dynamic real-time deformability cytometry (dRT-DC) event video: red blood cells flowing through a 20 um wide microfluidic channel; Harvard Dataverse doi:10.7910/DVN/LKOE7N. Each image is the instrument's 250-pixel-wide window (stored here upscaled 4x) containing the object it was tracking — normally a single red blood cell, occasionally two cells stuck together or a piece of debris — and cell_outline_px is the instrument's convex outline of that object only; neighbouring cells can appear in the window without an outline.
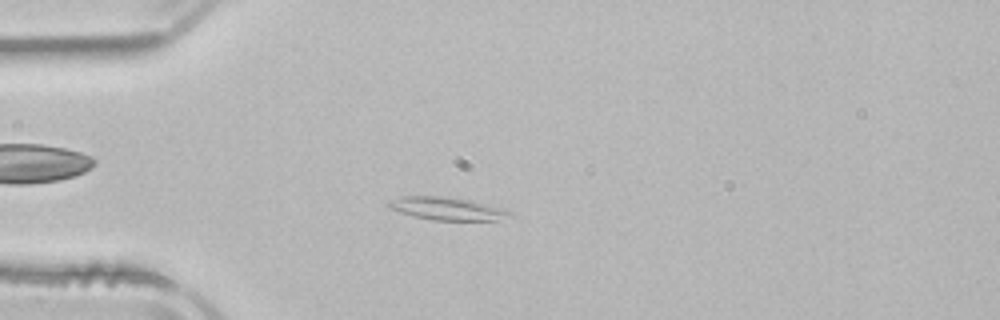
{"species": "common noctule bat (a hibernating species)", "species_latin": "Nyctalus noctula", "temperature_condition": "room temperature", "stored_images_in_passage": 2, "camera_frame_rate_fps": 3000, "um_per_image_px": 0.085, "animal": {"sex": "male", "body_mass_g": 21.5, "forearm_length_mm": 52.0}, "frame": {"image": 1, "passage_image": 2, "time_ms": 1.333, "image_size_px": [1000, 320], "cell_outline_px": [[512, 212], [496, 220], [432, 220], [412, 216], [388, 208], [384, 204], [388, 200], [400, 196], [444, 196], [468, 200], [500, 208]], "centroid_in_image_um": [37.81, 17.72], "position_along_channel_um": 47.2, "area_um2": 15.9}}